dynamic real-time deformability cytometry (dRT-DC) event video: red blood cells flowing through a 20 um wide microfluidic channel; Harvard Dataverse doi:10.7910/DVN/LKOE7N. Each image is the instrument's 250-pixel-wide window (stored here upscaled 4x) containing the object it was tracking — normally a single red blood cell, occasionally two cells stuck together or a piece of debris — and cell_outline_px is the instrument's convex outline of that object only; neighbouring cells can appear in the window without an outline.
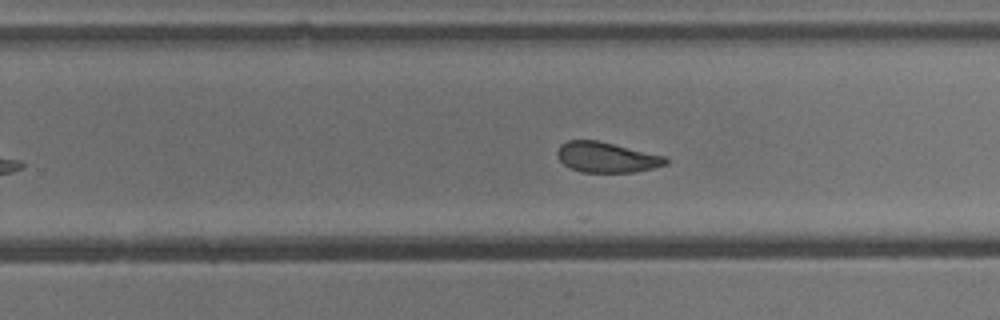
{"species": "common noctule bat (a hibernating species)", "species_latin": "Nyctalus noctula", "temperature_condition": "cold", "stored_images_in_passage": 28, "segment_of_instrument_passage": [2, 2], "camera_frame_rate_fps": 3000, "um_per_image_px": 0.085, "animal": {"sex": "male", "body_mass_g": 13.3}, "frame": {"image": 1, "passage_image": 19, "time_ms": 6.0, "image_size_px": [1000, 320], "cell_outline_px": [[668, 164], [652, 168], [632, 172], [580, 172], [564, 164], [560, 160], [556, 152], [560, 144], [568, 140], [596, 140], [664, 156], [668, 160]], "centroid_in_image_um": [51.53, 13.37], "position_along_channel_um": 278.3, "area_um2": 18.9}}
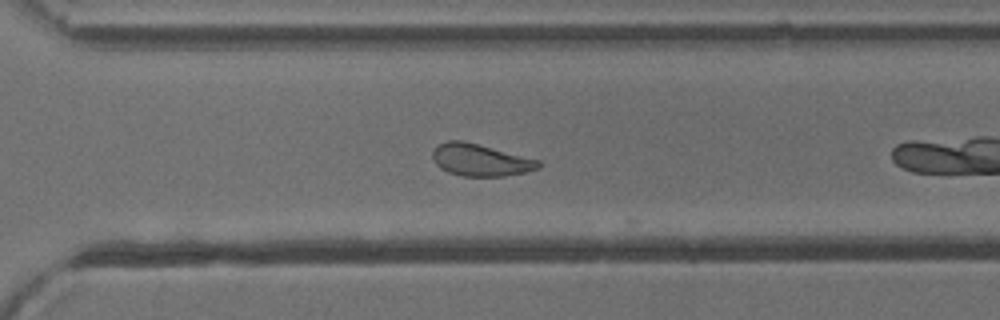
{"frame": {"image": 2, "passage_image": 23, "time_ms": 7.333, "image_size_px": [1000, 320], "cell_outline_px": [[544, 164], [540, 168], [524, 172], [504, 176], [464, 176], [448, 172], [440, 168], [436, 164], [432, 156], [432, 148], [436, 144], [448, 140], [464, 140], [540, 160]], "centroid_in_image_um": [40.82, 13.58], "position_along_channel_um": 329.8, "area_um2": 20.06}}